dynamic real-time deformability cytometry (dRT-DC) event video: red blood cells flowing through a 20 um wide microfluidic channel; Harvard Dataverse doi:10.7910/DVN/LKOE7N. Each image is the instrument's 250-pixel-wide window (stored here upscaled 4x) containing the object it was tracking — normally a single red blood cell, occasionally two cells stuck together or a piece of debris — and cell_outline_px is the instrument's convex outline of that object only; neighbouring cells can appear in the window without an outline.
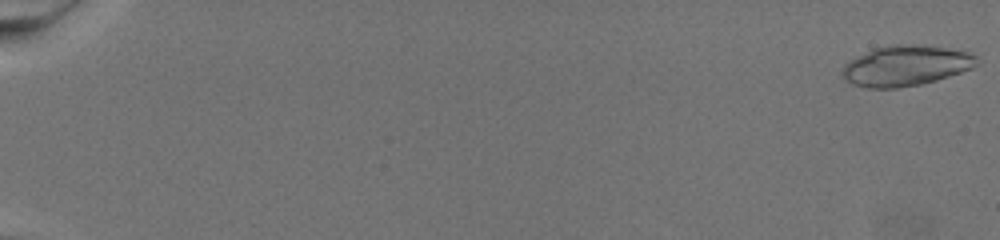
{"species": "common noctule bat (a hibernating species)", "species_latin": "Nyctalus noctula", "temperature_condition": "warm", "stored_images_in_passage": 38, "camera_frame_rate_fps": 3000, "um_per_image_px": 0.085, "animal": {"sex": "female", "body_mass_g": 19.5, "forearm_length_mm": 54.1}, "frame": {"image": 1, "passage_image": 1, "time_ms": 0.0, "image_size_px": [1000, 240], "cell_outline_px": [[980, 64], [972, 68], [936, 80], [920, 84], [896, 88], [868, 88], [852, 84], [840, 72], [844, 64], [848, 60], [872, 48], [892, 44], [912, 44], [948, 48], [968, 52], [976, 56]], "centroid_in_image_um": [76.97, 5.57], "position_along_channel_um": 8.0, "area_um2": 31.79}}
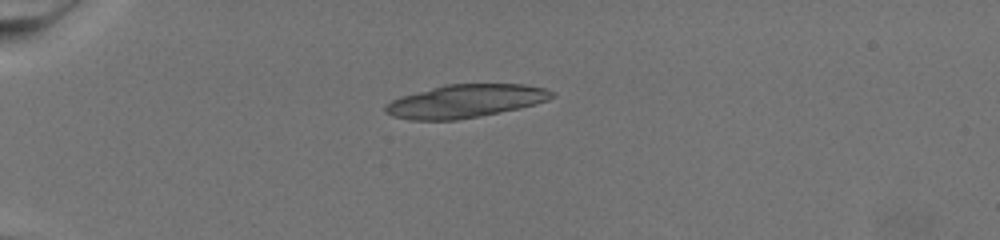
{"frame": {"image": 2, "passage_image": 23, "time_ms": 7.333, "image_size_px": [1000, 240], "cell_outline_px": [[556, 96], [548, 100], [536, 104], [520, 108], [480, 116], [456, 120], [408, 120], [392, 116], [384, 112], [384, 108], [392, 100], [400, 96], [444, 84], [524, 84], [544, 88], [556, 92]], "centroid_in_image_um": [39.57, 8.59], "position_along_channel_um": 45.4, "area_um2": 32.37}}